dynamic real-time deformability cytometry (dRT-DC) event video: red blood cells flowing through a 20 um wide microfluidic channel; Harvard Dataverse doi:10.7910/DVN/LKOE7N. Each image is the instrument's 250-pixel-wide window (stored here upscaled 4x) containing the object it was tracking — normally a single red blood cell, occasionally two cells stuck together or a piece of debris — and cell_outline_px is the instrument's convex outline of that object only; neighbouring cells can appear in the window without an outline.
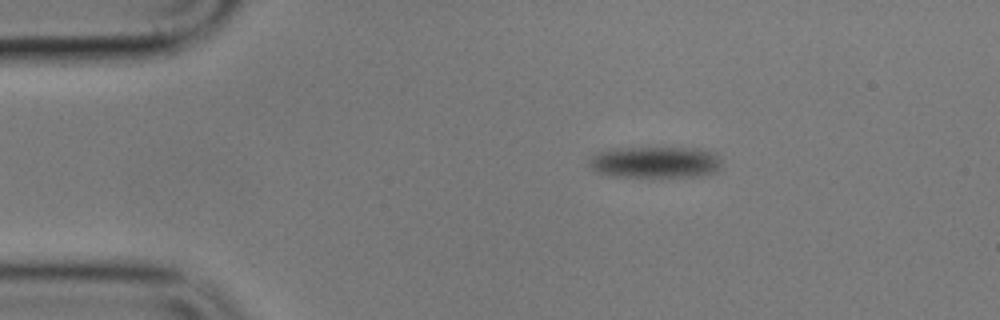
{"species": "common noctule bat (a hibernating species)", "species_latin": "Nyctalus noctula", "temperature_condition": "cold", "stored_images_in_passage": 6, "camera_frame_rate_fps": 3000, "um_per_image_px": 0.085, "animal": {"sex": "male", "body_mass_g": 17.9}, "frame": {"image": 1, "passage_image": 1, "time_ms": 0.0, "image_size_px": [1000, 320], "cell_outline_px": [[720, 168], [716, 172], [692, 176], [612, 176], [596, 172], [588, 164], [588, 160], [596, 152], [608, 148], [700, 148], [716, 152], [720, 160]], "centroid_in_image_um": [55.67, 13.76], "position_along_channel_um": 29.3, "area_um2": 24.39}}
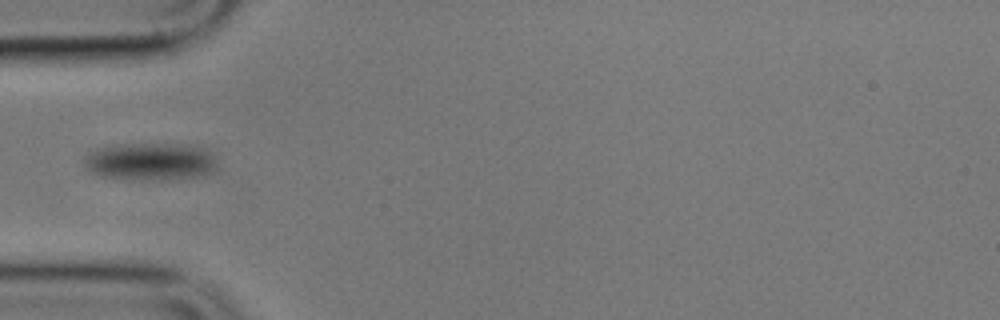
{"frame": {"image": 2, "passage_image": 4, "time_ms": 3.667, "image_size_px": [1000, 320], "cell_outline_px": [[216, 172], [204, 176], [164, 180], [160, 180], [100, 176], [92, 172], [84, 164], [84, 156], [88, 152], [96, 148], [108, 144], [152, 144], [196, 148], [212, 152], [216, 164]], "centroid_in_image_um": [12.74, 13.75], "position_along_channel_um": 72.3, "area_um2": 28.78}}
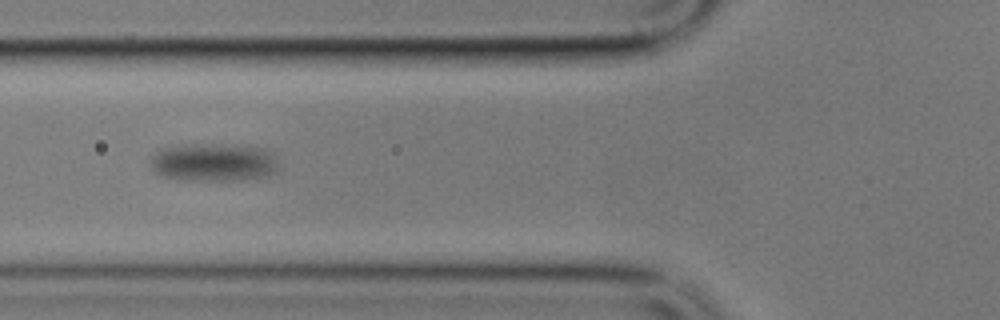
{"frame": {"image": 3, "passage_image": 5, "time_ms": 5.0, "image_size_px": [1000, 320], "cell_outline_px": [[280, 168], [276, 172], [268, 176], [240, 180], [180, 180], [160, 176], [152, 168], [152, 156], [160, 148], [184, 144], [196, 144], [264, 148], [272, 152], [280, 164]], "centroid_in_image_um": [18.18, 13.82], "position_along_channel_um": 107.6, "area_um2": 28.55}}